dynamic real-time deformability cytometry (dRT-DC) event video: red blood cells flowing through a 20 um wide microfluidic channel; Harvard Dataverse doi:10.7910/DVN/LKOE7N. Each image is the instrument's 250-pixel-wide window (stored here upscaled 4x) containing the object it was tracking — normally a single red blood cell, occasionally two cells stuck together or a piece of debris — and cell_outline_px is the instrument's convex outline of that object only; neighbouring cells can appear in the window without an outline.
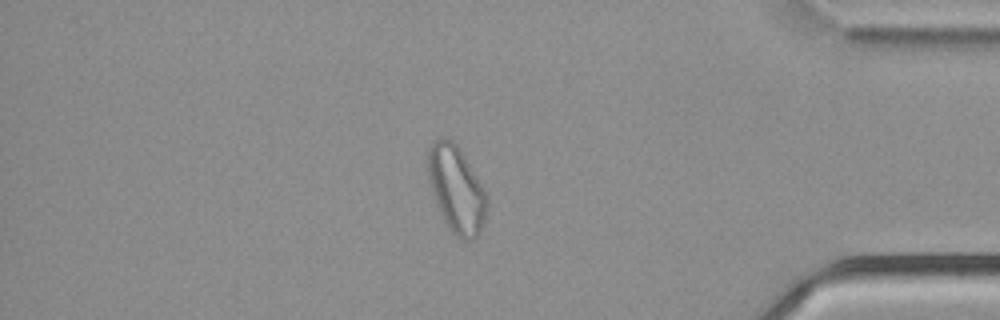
{"species": "common noctule bat (a hibernating species)", "species_latin": "Nyctalus noctula", "temperature_condition": "cold", "stored_images_in_passage": 57, "camera_frame_rate_fps": 3000, "um_per_image_px": 0.085, "animal": {"sex": "male", "body_mass_g": 21.5, "forearm_length_mm": 52.0}, "frame": {"image": 1, "passage_image": 49, "time_ms": 16.0, "image_size_px": [1000, 320], "cell_outline_px": [[488, 208], [480, 228], [476, 236], [472, 240], [464, 240], [456, 236], [448, 228], [436, 204], [432, 192], [428, 176], [428, 148], [432, 140], [440, 136], [452, 140], [460, 148], [488, 196]], "centroid_in_image_um": [38.78, 16.05], "position_along_channel_um": 396.4, "area_um2": 29.77}, "authors_computed_cell_mechanics": {"area_um2": 29.767, "velocity_mm_per_s": 3.7512, "shape_relaxation_time_tau1_ms": null, "shape_relaxation_time_tau2_ms": 2.1012, "deformation_change_tau1": null, "deformation_change_tau2": 0.0734}}